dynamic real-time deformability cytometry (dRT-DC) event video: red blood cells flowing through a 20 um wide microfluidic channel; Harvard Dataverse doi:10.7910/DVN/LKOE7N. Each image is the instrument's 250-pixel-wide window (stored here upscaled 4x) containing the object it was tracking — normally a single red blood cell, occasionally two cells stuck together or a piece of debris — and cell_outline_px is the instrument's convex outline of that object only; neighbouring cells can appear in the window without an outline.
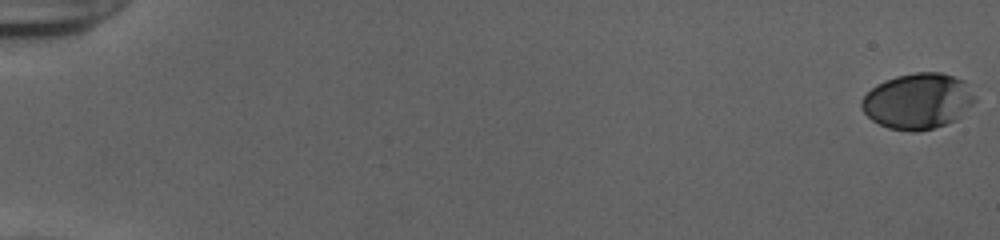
{"species": "human", "species_latin": "Homo sapiens", "temperature_condition": "cold", "stored_images_in_passage": 55, "camera_frame_rate_fps": 3000, "um_per_image_px": 0.085, "donor": {"sex": "female"}, "frame": {"image": 1, "passage_image": 1, "time_ms": 0.0, "image_size_px": [1000, 240], "cell_outline_px": [[976, 100], [956, 120], [932, 128], [916, 132], [912, 132], [888, 128], [872, 120], [860, 108], [860, 100], [876, 84], [884, 80], [896, 76], [916, 72], [940, 72], [964, 80], [976, 96]], "centroid_in_image_um": [78.0, 8.59], "position_along_channel_um": 7.0, "area_um2": 36.88}}
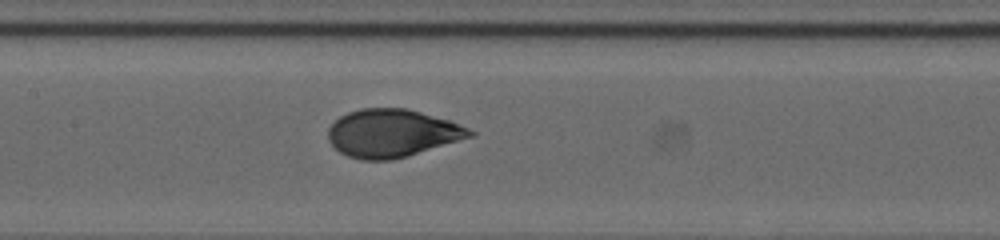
{"frame": {"image": 2, "passage_image": 29, "time_ms": 9.333, "image_size_px": [1000, 240], "cell_outline_px": [[476, 136], [408, 156], [392, 160], [360, 160], [348, 156], [340, 152], [328, 140], [328, 128], [340, 116], [348, 112], [360, 108], [408, 108], [448, 120], [460, 124], [476, 132]], "centroid_in_image_um": [33.36, 11.33], "position_along_channel_um": 174.0, "area_um2": 39.77}}
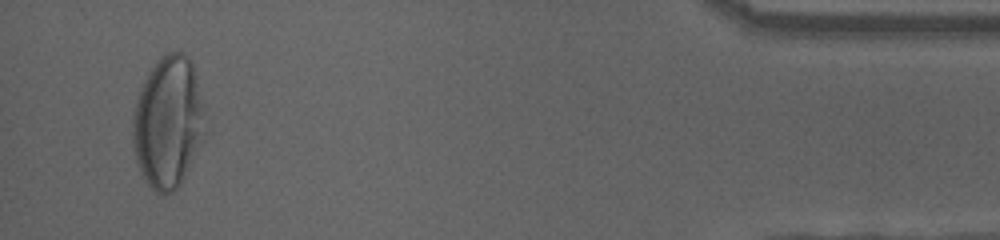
{"frame": {"image": 3, "passage_image": 53, "time_ms": 17.333, "image_size_px": [1000, 240], "cell_outline_px": [[204, 140], [180, 184], [172, 192], [164, 196], [156, 192], [148, 184], [136, 160], [132, 148], [132, 116], [136, 100], [152, 68], [168, 52], [180, 52], [188, 56], [192, 60], [204, 104]], "centroid_in_image_um": [14.31, 10.42], "position_along_channel_um": 420.9, "area_um2": 55.43}, "authors_computed_cell_mechanics": {"area_um2": 38.7838, "velocity_mm_per_s": 3.8862, "shape_relaxation_time_tau1_ms": 4.4401, "shape_relaxation_time_tau2_ms": null, "deformation_change_tau1": 0.1963, "deformation_change_tau2": null}}